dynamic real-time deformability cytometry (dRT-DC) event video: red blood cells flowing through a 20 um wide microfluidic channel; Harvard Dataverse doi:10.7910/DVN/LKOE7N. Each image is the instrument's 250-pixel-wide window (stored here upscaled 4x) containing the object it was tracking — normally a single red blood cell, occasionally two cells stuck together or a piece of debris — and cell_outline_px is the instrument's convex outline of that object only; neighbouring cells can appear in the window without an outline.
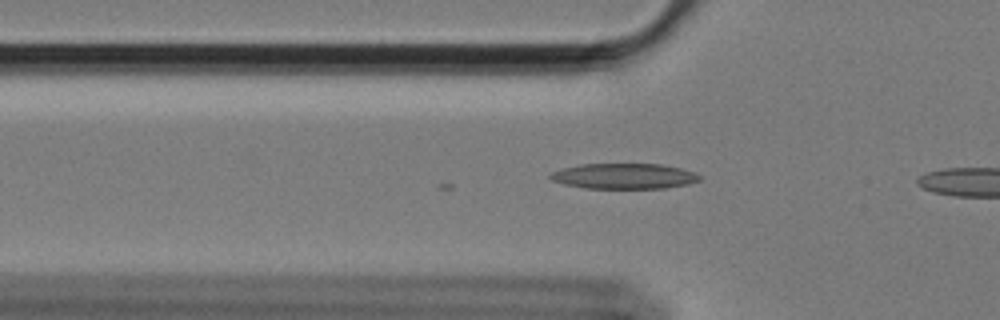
{"species": "Egyptian fruit bat (a non-hibernating species)", "species_latin": "Rousettus aegyptiacus", "temperature_condition": "cold", "stored_images_in_passage": 3, "camera_frame_rate_fps": 3000, "um_per_image_px": 0.085, "animal": {"sex": "female"}, "frame": {"image": 1, "passage_image": 3, "time_ms": 0.667, "image_size_px": [1000, 320], "cell_outline_px": [[700, 180], [688, 184], [664, 188], [584, 188], [564, 184], [552, 180], [548, 176], [552, 172], [564, 168], [580, 164], [660, 164], [680, 168], [692, 172], [700, 176]], "centroid_in_image_um": [53.02, 14.97], "position_along_channel_um": 72.8, "area_um2": 21.96}}